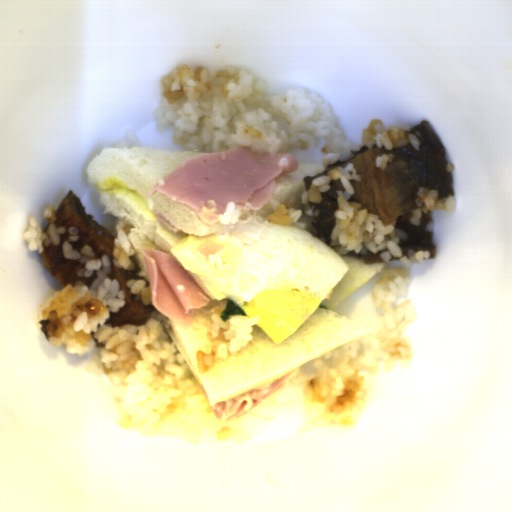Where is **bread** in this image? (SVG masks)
Masks as SVG:
<instances>
[{
    "mask_svg": "<svg viewBox=\"0 0 512 512\" xmlns=\"http://www.w3.org/2000/svg\"><path fill=\"white\" fill-rule=\"evenodd\" d=\"M208 152L167 151L153 148L106 147L88 163L86 174L97 189L102 213H111L118 222L131 225L127 234L135 255L132 258L140 279H129L126 287L135 301L152 306L151 288L143 257L144 249L170 254L175 244L187 236L225 233L244 244L258 243L268 224L301 227L312 231L311 217L305 213L301 196L304 176L323 173L324 163H298L296 171L282 175L275 183L267 204L257 210L237 209L235 203L225 205L217 222L205 223L199 214L184 203L159 192L149 191L182 161ZM153 210L167 217L179 233L164 229L153 216Z\"/></svg>",
    "mask_w": 512,
    "mask_h": 512,
    "instance_id": "bread-1",
    "label": "bread"
},
{
    "mask_svg": "<svg viewBox=\"0 0 512 512\" xmlns=\"http://www.w3.org/2000/svg\"><path fill=\"white\" fill-rule=\"evenodd\" d=\"M341 257L348 266L347 272L309 317L281 343H275L254 324L250 326L252 339L248 345L240 348L236 354H227V359L218 357L205 372L200 371L197 350L211 352L214 346L211 313L220 316L226 299H210L204 308L193 311L191 328H181L168 319L171 326L164 328L168 341L176 346L210 407L370 334L362 323L346 318L336 308L348 294L379 271L386 261L382 259L380 250L358 254L353 249Z\"/></svg>",
    "mask_w": 512,
    "mask_h": 512,
    "instance_id": "bread-2",
    "label": "bread"
},
{
    "mask_svg": "<svg viewBox=\"0 0 512 512\" xmlns=\"http://www.w3.org/2000/svg\"><path fill=\"white\" fill-rule=\"evenodd\" d=\"M157 314H159V312L154 308V310L151 312L150 318L156 319Z\"/></svg>",
    "mask_w": 512,
    "mask_h": 512,
    "instance_id": "bread-3",
    "label": "bread"
}]
</instances>
